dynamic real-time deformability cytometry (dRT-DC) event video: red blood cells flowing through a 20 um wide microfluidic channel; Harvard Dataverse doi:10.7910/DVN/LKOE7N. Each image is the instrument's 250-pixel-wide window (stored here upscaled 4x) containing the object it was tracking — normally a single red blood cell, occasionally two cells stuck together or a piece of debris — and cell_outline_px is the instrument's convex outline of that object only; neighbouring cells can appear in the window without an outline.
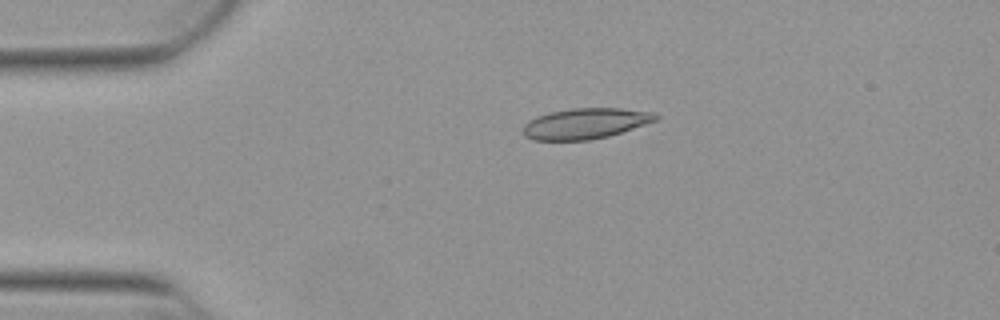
{"species": "Egyptian fruit bat (a non-hibernating species)", "species_latin": "Rousettus aegyptiacus", "temperature_condition": "warm", "stored_images_in_passage": 21, "camera_frame_rate_fps": 3000, "um_per_image_px": 0.085, "animal": {"sex": "female"}, "frame": {"image": 1, "passage_image": 11, "time_ms": 3.333, "image_size_px": [1000, 320], "cell_outline_px": [[660, 120], [608, 136], [592, 140], [532, 140], [524, 136], [520, 132], [524, 124], [528, 120], [536, 116], [548, 112], [572, 108], [620, 108], [652, 112], [660, 116]], "centroid_in_image_um": [49.73, 10.5], "position_along_channel_um": 35.3, "area_um2": 24.1}}
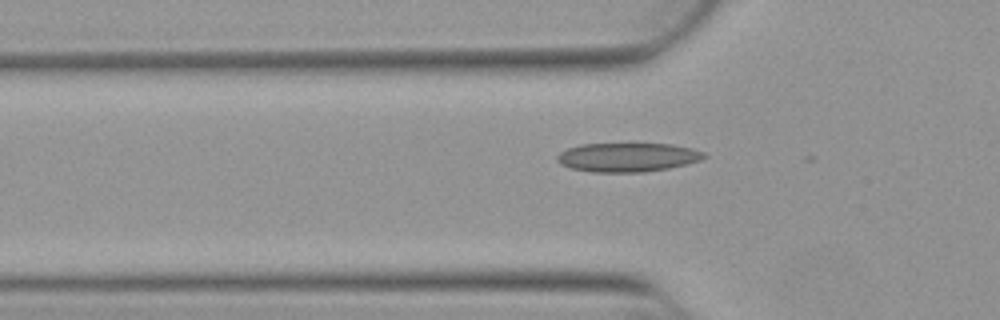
{"frame": {"image": 2, "passage_image": 17, "time_ms": 5.333, "image_size_px": [1000, 320], "cell_outline_px": [[708, 156], [700, 160], [688, 164], [668, 168], [644, 172], [592, 172], [572, 168], [560, 164], [556, 160], [556, 156], [560, 152], [568, 148], [580, 144], [672, 144], [692, 148], [704, 152]], "centroid_in_image_um": [53.35, 13.37], "position_along_channel_um": 72.4, "area_um2": 24.85}}
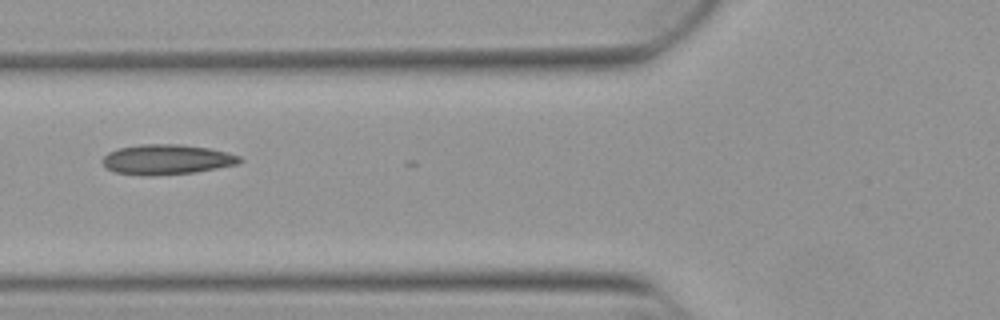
{"frame": {"image": 3, "passage_image": 20, "time_ms": 6.333, "image_size_px": [1000, 320], "cell_outline_px": [[244, 160], [240, 164], [196, 172], [152, 176], [148, 176], [116, 172], [104, 168], [100, 160], [108, 152], [120, 148], [140, 144], [180, 144], [208, 148], [228, 152], [240, 156]], "centroid_in_image_um": [14.18, 13.56], "position_along_channel_um": 111.6, "area_um2": 24.33}}